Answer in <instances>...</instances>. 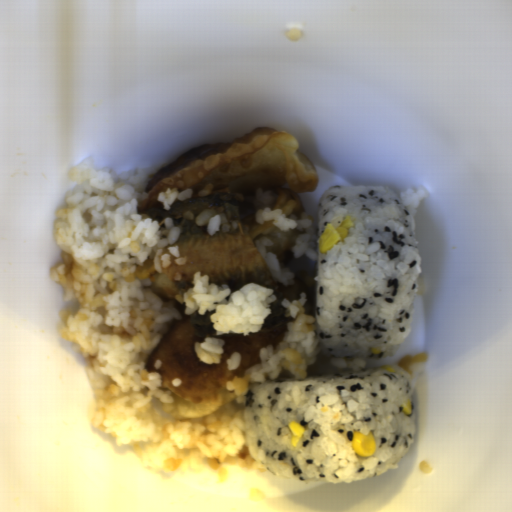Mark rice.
Segmentation results:
<instances>
[{
    "label": "rice",
    "instance_id": "rice-3",
    "mask_svg": "<svg viewBox=\"0 0 512 512\" xmlns=\"http://www.w3.org/2000/svg\"><path fill=\"white\" fill-rule=\"evenodd\" d=\"M346 216L353 223L346 239L318 252L325 225L337 227ZM315 230L313 324L320 353L361 360L393 356L414 325L421 275L412 213L389 186L333 187L319 197Z\"/></svg>",
    "mask_w": 512,
    "mask_h": 512
},
{
    "label": "rice",
    "instance_id": "rice-1",
    "mask_svg": "<svg viewBox=\"0 0 512 512\" xmlns=\"http://www.w3.org/2000/svg\"><path fill=\"white\" fill-rule=\"evenodd\" d=\"M155 167L131 168L117 175L112 167L95 168L86 156L71 168L76 182L65 193L66 207L56 212L53 232L63 263L51 267V278L63 289V301L80 308L58 310L57 329L73 351L87 362L95 390L93 427L128 445L146 469L183 474L201 472L205 464L217 481L226 483V465L264 473L267 466L251 457L244 408L250 385L279 378L305 380L309 366L322 352L316 318L306 314L305 291L300 300L282 298L288 329L274 349H259L260 364L234 375L225 392L200 404H188L160 387L158 371L147 373L146 360L173 320H181L174 300H162L151 285L163 267L185 265L178 244L180 229L169 216L164 227L142 218L140 204Z\"/></svg>",
    "mask_w": 512,
    "mask_h": 512
},
{
    "label": "rice",
    "instance_id": "rice-2",
    "mask_svg": "<svg viewBox=\"0 0 512 512\" xmlns=\"http://www.w3.org/2000/svg\"><path fill=\"white\" fill-rule=\"evenodd\" d=\"M298 380L282 377L250 384L243 418L250 457L271 477L288 482L352 483L397 468L416 432L410 377L390 365ZM410 400L412 414L401 406ZM305 430L296 447L288 423ZM373 433L372 457L353 451L354 431Z\"/></svg>",
    "mask_w": 512,
    "mask_h": 512
},
{
    "label": "rice",
    "instance_id": "rice-7",
    "mask_svg": "<svg viewBox=\"0 0 512 512\" xmlns=\"http://www.w3.org/2000/svg\"><path fill=\"white\" fill-rule=\"evenodd\" d=\"M198 227L207 226L206 231L209 236L219 232L228 233L231 229L230 221L224 212H217L214 208L205 209L194 220Z\"/></svg>",
    "mask_w": 512,
    "mask_h": 512
},
{
    "label": "rice",
    "instance_id": "rice-9",
    "mask_svg": "<svg viewBox=\"0 0 512 512\" xmlns=\"http://www.w3.org/2000/svg\"><path fill=\"white\" fill-rule=\"evenodd\" d=\"M194 191L192 188H188L184 191H178L177 186L174 188L167 187L165 191H161L158 193L156 199L161 202L164 209L170 210V206L177 200L186 201L192 198Z\"/></svg>",
    "mask_w": 512,
    "mask_h": 512
},
{
    "label": "rice",
    "instance_id": "rice-10",
    "mask_svg": "<svg viewBox=\"0 0 512 512\" xmlns=\"http://www.w3.org/2000/svg\"><path fill=\"white\" fill-rule=\"evenodd\" d=\"M328 363L331 368L342 372L348 370L364 369L366 366L363 359H339L331 357Z\"/></svg>",
    "mask_w": 512,
    "mask_h": 512
},
{
    "label": "rice",
    "instance_id": "rice-5",
    "mask_svg": "<svg viewBox=\"0 0 512 512\" xmlns=\"http://www.w3.org/2000/svg\"><path fill=\"white\" fill-rule=\"evenodd\" d=\"M254 219L255 222L262 225L264 222L274 220V225L282 232H289L294 229L300 232L306 230L305 233L298 234L295 238V245L290 248V252H292L294 259H299L305 255L312 260H318V234L316 226L313 224L315 218L311 214L300 212V219H298L296 214L292 213L287 218L281 208H275L272 211L271 207L266 206L265 208L256 209Z\"/></svg>",
    "mask_w": 512,
    "mask_h": 512
},
{
    "label": "rice",
    "instance_id": "rice-4",
    "mask_svg": "<svg viewBox=\"0 0 512 512\" xmlns=\"http://www.w3.org/2000/svg\"><path fill=\"white\" fill-rule=\"evenodd\" d=\"M190 283L193 287L176 292L174 297L181 305L184 302L183 313L187 316L195 311L204 316L206 310H215L209 317L213 329H217L216 336H206L205 342L194 341L196 356L208 365L221 364V355L225 353V341L218 336L228 332L244 336L258 333L272 312L270 304L277 301L272 288L252 282L232 292L228 283H210L208 274L202 276L200 270L193 273Z\"/></svg>",
    "mask_w": 512,
    "mask_h": 512
},
{
    "label": "rice",
    "instance_id": "rice-6",
    "mask_svg": "<svg viewBox=\"0 0 512 512\" xmlns=\"http://www.w3.org/2000/svg\"><path fill=\"white\" fill-rule=\"evenodd\" d=\"M254 245L263 259L274 284L279 283L285 287L295 285V275L291 272L290 268L286 267L285 263H281L276 254L266 250V247H274V241L261 236L259 239L254 240Z\"/></svg>",
    "mask_w": 512,
    "mask_h": 512
},
{
    "label": "rice",
    "instance_id": "rice-8",
    "mask_svg": "<svg viewBox=\"0 0 512 512\" xmlns=\"http://www.w3.org/2000/svg\"><path fill=\"white\" fill-rule=\"evenodd\" d=\"M428 192L429 191H427L421 186L409 187L408 189L400 193L398 197L409 210L412 217H414L416 212L420 208L423 199L427 196Z\"/></svg>",
    "mask_w": 512,
    "mask_h": 512
}]
</instances>
